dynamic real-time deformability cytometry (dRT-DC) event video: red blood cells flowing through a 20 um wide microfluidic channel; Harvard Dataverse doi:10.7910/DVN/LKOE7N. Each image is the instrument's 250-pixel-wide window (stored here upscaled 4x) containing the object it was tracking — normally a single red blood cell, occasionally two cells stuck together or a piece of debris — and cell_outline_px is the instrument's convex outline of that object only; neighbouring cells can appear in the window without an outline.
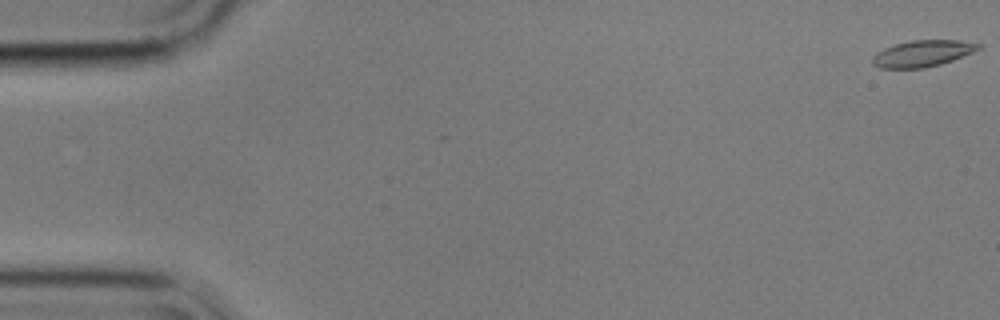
{"species": "common noctule bat (a hibernating species)", "species_latin": "Nyctalus noctula", "temperature_condition": "cold", "stored_images_in_passage": 16, "camera_frame_rate_fps": 3000, "um_per_image_px": 0.085, "animal": {"sex": "male", "body_mass_g": 17.9}, "frame": {"image": 1, "passage_image": 1, "time_ms": 0.0, "image_size_px": [1000, 320], "cell_outline_px": [[984, 44], [980, 48], [972, 52], [952, 60], [940, 64], [924, 68], [880, 68], [872, 64], [872, 56], [876, 52], [884, 48], [896, 44], [912, 40], [960, 40]], "centroid_in_image_um": [78.41, 4.54], "position_along_channel_um": 6.6, "area_um2": 16.3}}
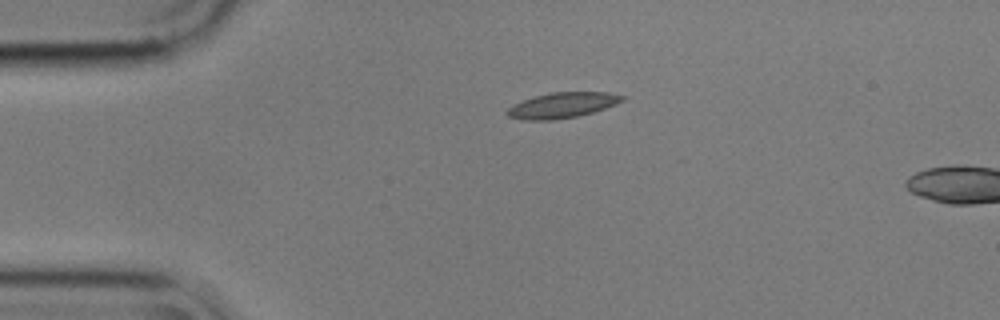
{"frame": {"image": 2, "passage_image": 13, "time_ms": 4.0, "image_size_px": [1000, 320], "cell_outline_px": [[628, 96], [624, 100], [616, 104], [592, 112], [576, 116], [552, 120], [524, 120], [508, 116], [504, 112], [512, 104], [536, 96], [552, 92], [608, 92]], "centroid_in_image_um": [47.8, 8.94], "position_along_channel_um": 37.2, "area_um2": 17.05}}